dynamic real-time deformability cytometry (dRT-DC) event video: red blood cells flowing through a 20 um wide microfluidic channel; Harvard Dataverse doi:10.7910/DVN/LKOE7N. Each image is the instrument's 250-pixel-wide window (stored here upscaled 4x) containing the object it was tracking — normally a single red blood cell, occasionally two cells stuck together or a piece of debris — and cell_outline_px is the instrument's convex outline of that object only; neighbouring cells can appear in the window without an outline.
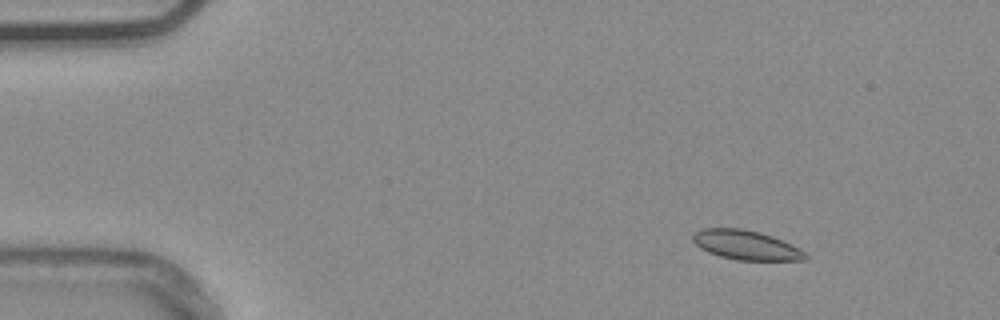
{"species": "common noctule bat (a hibernating species)", "species_latin": "Nyctalus noctula", "temperature_condition": "warm", "stored_images_in_passage": 55, "camera_frame_rate_fps": 3000, "um_per_image_px": 0.085, "animal": {"sex": "male", "body_mass_g": 20.4}, "frame": {"image": 1, "passage_image": 8, "time_ms": 2.333, "image_size_px": [1000, 320], "cell_outline_px": [[808, 260], [736, 260], [720, 256], [708, 252], [700, 248], [692, 240], [692, 236], [700, 228], [744, 228], [760, 232], [772, 236], [804, 252], [808, 256]], "centroid_in_image_um": [63.36, 20.82], "position_along_channel_um": 21.6, "area_um2": 19.13}}
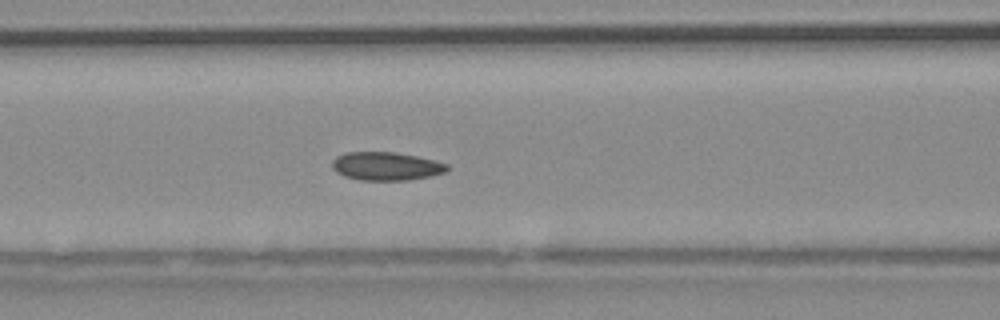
{"frame": {"image": 2, "passage_image": 24, "time_ms": 7.667, "image_size_px": [1000, 320], "cell_outline_px": [[448, 168], [444, 172], [428, 176], [408, 180], [360, 180], [344, 176], [336, 172], [332, 168], [332, 160], [336, 156], [344, 152], [396, 152], [436, 160], [448, 164]], "centroid_in_image_um": [32.78, 14.11], "position_along_channel_um": 133.8, "area_um2": 19.02}}
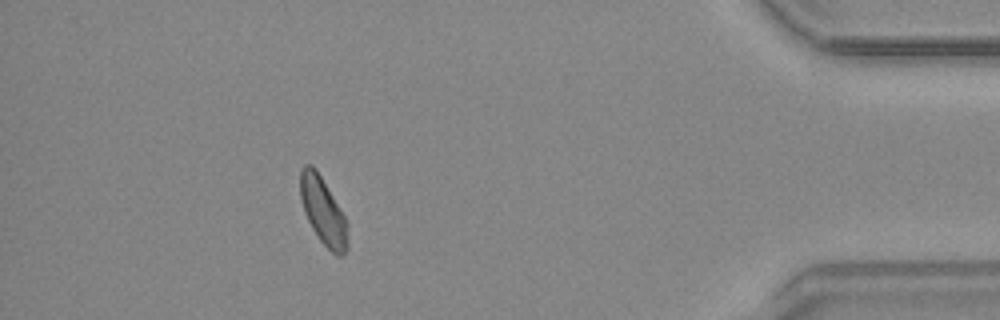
{"frame": {"image": 3, "passage_image": 50, "time_ms": 16.333, "image_size_px": [1000, 320], "cell_outline_px": [[348, 248], [340, 256], [336, 256], [320, 240], [312, 228], [304, 212], [300, 196], [300, 168], [304, 164], [312, 164], [316, 168], [344, 216], [348, 224]], "centroid_in_image_um": [27.45, 17.93], "position_along_channel_um": 407.7, "area_um2": 18.5}, "authors_computed_cell_mechanics": {"area_um2": 19.0162, "velocity_mm_per_s": 3.7427, "shape_relaxation_time_tau1_ms": null, "shape_relaxation_time_tau2_ms": 8.332, "deformation_change_tau1": null, "deformation_change_tau2": 0.1218}}